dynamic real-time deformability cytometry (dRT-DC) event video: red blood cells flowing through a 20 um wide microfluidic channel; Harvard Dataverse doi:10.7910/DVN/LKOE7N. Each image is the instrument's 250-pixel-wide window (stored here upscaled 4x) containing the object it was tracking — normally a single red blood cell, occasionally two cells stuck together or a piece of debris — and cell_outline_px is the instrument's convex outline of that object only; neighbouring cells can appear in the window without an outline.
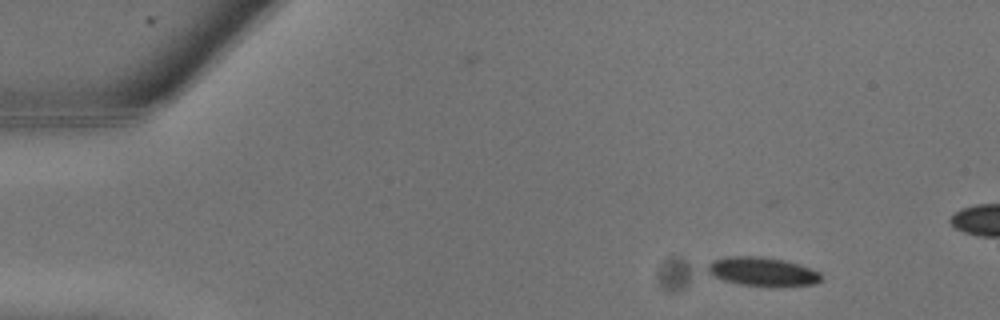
{"species": "common noctule bat (a hibernating species)", "species_latin": "Nyctalus noctula", "temperature_condition": "warm", "stored_images_in_passage": 22, "camera_frame_rate_fps": 3000, "um_per_image_px": 0.085, "animal": {"sex": "male", "body_mass_g": 13.3}, "frame": {"image": 1, "passage_image": 3, "time_ms": 0.667, "image_size_px": [1000, 320], "cell_outline_px": [[824, 276], [816, 284], [776, 288], [772, 288], [740, 284], [724, 280], [712, 276], [704, 268], [712, 260], [728, 256], [760, 256], [784, 260], [800, 264], [820, 272]], "centroid_in_image_um": [64.83, 23.11], "position_along_channel_um": 20.2, "area_um2": 19.77}}
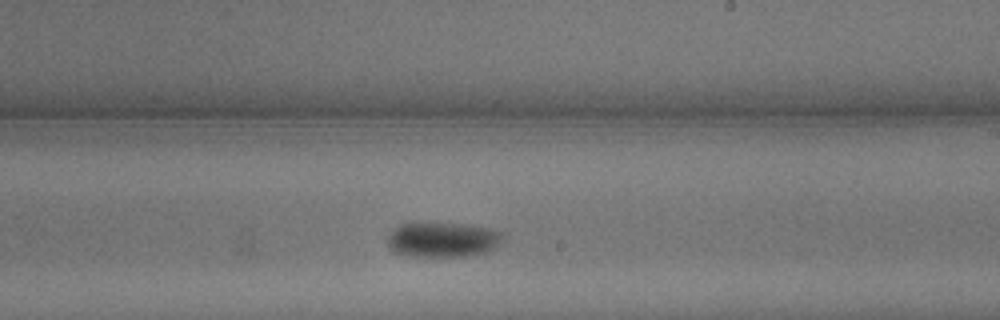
{"frame": {"image": 2, "passage_image": 15, "time_ms": 4.667, "image_size_px": [1000, 320], "cell_outline_px": [[508, 232], [496, 248], [472, 256], [412, 256], [396, 252], [388, 248], [388, 232], [392, 228], [400, 224], [412, 220], [436, 220], [464, 224], [488, 228]], "centroid_in_image_um": [37.61, 20.3], "position_along_channel_um": 251.4, "area_um2": 24.85}}
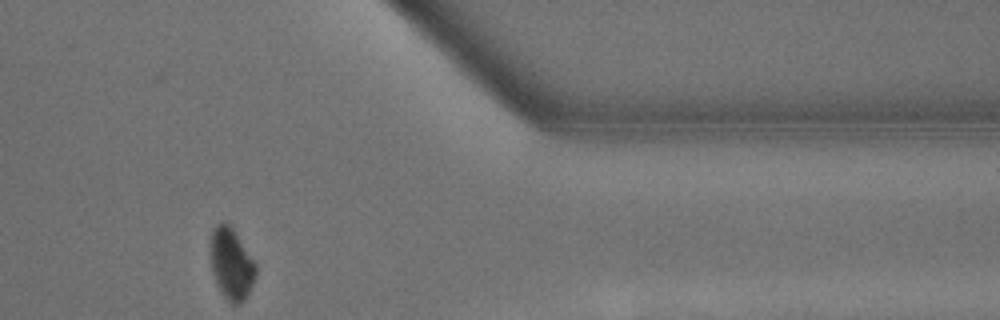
{"frame": {"image": 3, "passage_image": 21, "time_ms": 6.667, "image_size_px": [1000, 320], "cell_outline_px": [[256, 276], [244, 300], [240, 304], [232, 304], [220, 292], [216, 284], [212, 272], [208, 244], [212, 228], [220, 220], [224, 220], [232, 228], [256, 264]], "centroid_in_image_um": [19.61, 22.39], "position_along_channel_um": 391.8, "area_um2": 19.19}}